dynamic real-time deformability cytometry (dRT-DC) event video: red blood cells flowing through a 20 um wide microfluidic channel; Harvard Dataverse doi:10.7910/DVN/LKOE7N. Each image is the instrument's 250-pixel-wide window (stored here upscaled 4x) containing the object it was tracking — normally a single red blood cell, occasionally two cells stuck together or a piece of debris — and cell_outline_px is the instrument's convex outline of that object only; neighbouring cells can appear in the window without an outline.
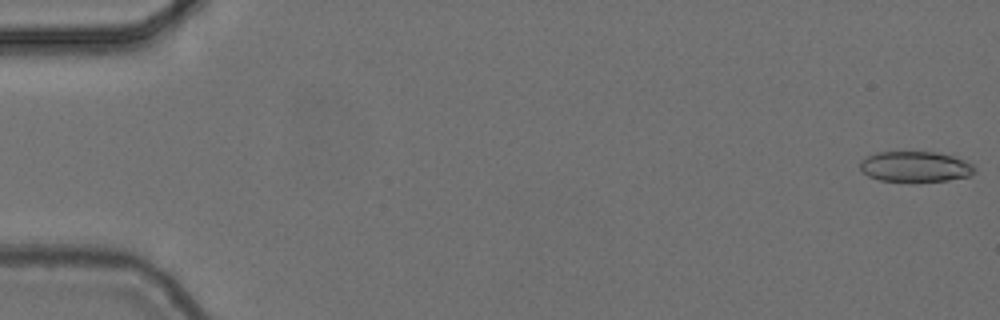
{"species": "common noctule bat (a hibernating species)", "species_latin": "Nyctalus noctula", "temperature_condition": "cold", "stored_images_in_passage": 56, "camera_frame_rate_fps": 3000, "um_per_image_px": 0.085, "animal": {"sex": "female", "body_mass_g": 24.6, "forearm_length_mm": 56.2}, "frame": {"image": 1, "passage_image": 1, "time_ms": 0.0, "image_size_px": [1000, 320], "cell_outline_px": [[976, 172], [968, 176], [948, 180], [880, 180], [868, 176], [860, 172], [860, 160], [876, 152], [936, 152], [952, 156], [964, 160], [972, 164], [976, 168]], "centroid_in_image_um": [77.78, 14.15], "position_along_channel_um": 7.2, "area_um2": 20.11}}
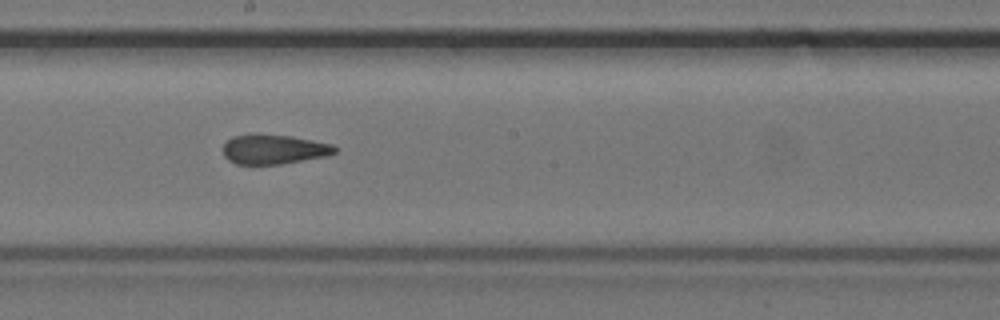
{"frame": {"image": 2, "passage_image": 31, "time_ms": 10.0, "image_size_px": [1000, 320], "cell_outline_px": [[336, 152], [328, 156], [280, 164], [236, 164], [228, 160], [224, 156], [224, 144], [232, 136], [292, 136], [332, 144], [336, 148]], "centroid_in_image_um": [23.31, 12.72], "position_along_channel_um": 224.9, "area_um2": 18.73}}
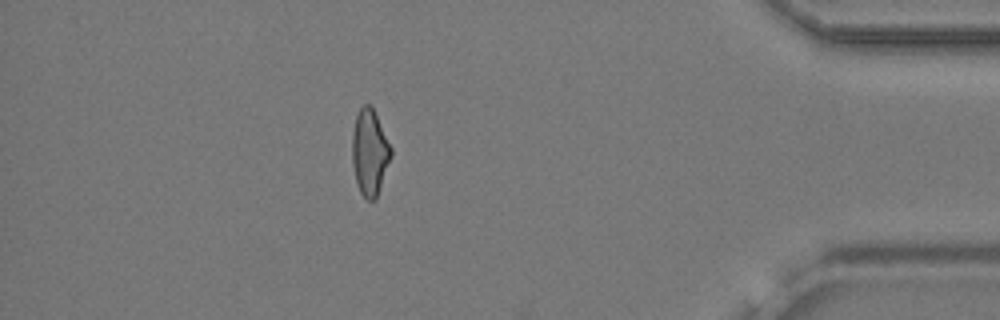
{"frame": {"image": 3, "passage_image": 49, "time_ms": 16.0, "image_size_px": [1000, 320], "cell_outline_px": [[392, 156], [376, 200], [368, 200], [360, 192], [356, 180], [352, 164], [352, 132], [356, 116], [360, 108], [364, 104], [372, 104], [392, 148]], "centroid_in_image_um": [31.44, 12.93], "position_along_channel_um": 403.8, "area_um2": 19.71}, "authors_computed_cell_mechanics": {"area_um2": 20.4034, "velocity_mm_per_s": 3.7091, "shape_relaxation_time_tau1_ms": null, "shape_relaxation_time_tau2_ms": 2.8423, "deformation_change_tau1": null, "deformation_change_tau2": 0.1056}}